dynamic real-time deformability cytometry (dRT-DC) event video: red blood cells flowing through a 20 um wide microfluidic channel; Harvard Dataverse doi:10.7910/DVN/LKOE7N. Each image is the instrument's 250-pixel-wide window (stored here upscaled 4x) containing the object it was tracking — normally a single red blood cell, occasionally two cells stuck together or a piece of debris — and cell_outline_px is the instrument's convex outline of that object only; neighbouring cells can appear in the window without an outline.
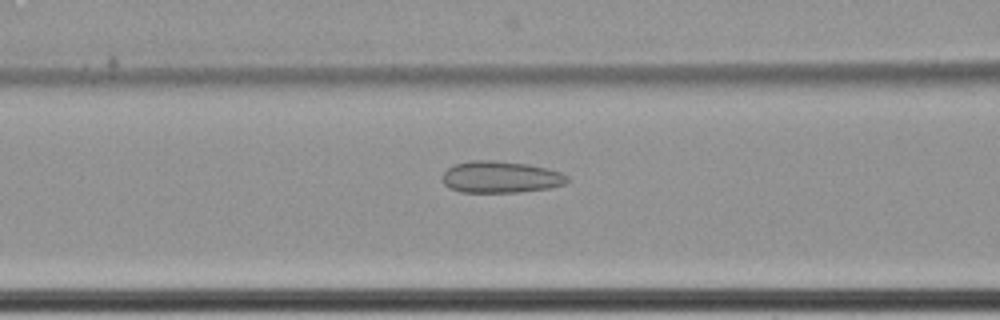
{"species": "common noctule bat (a hibernating species)", "species_latin": "Nyctalus noctula", "temperature_condition": "cold", "stored_images_in_passage": 18, "camera_frame_rate_fps": 3000, "um_per_image_px": 0.085, "animal": {"sex": "female", "body_mass_g": 22.7, "forearm_length_mm": 54.2}, "frame": {"image": 1, "passage_image": 16, "time_ms": 5.0, "image_size_px": [1000, 320], "cell_outline_px": [[568, 180], [564, 184], [548, 188], [516, 192], [460, 192], [448, 188], [444, 184], [444, 172], [448, 168], [456, 164], [468, 160], [492, 160], [528, 164], [548, 168], [560, 172], [568, 176]], "centroid_in_image_um": [42.54, 15.04], "position_along_channel_um": 124.1, "area_um2": 23.0}}